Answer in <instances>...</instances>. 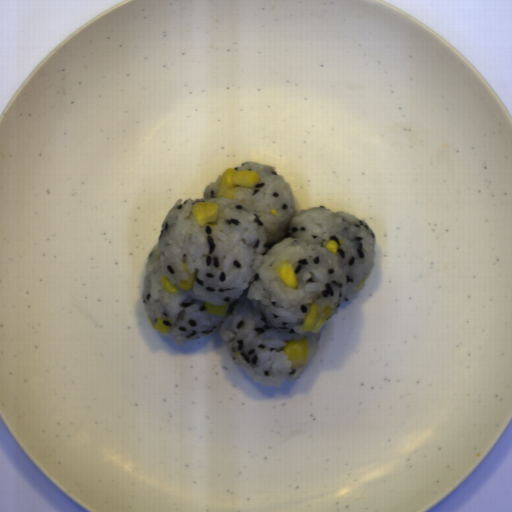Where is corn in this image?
I'll return each instance as SVG.
<instances>
[{
    "mask_svg": "<svg viewBox=\"0 0 512 512\" xmlns=\"http://www.w3.org/2000/svg\"><path fill=\"white\" fill-rule=\"evenodd\" d=\"M163 322H164V320H163L162 318H159V319H157V320L154 322V324H153L154 328H155V329H156L160 334H162V333H166V332H168V331L171 329V326H165V325L163 324Z\"/></svg>",
    "mask_w": 512,
    "mask_h": 512,
    "instance_id": "42891da5",
    "label": "corn"
},
{
    "mask_svg": "<svg viewBox=\"0 0 512 512\" xmlns=\"http://www.w3.org/2000/svg\"><path fill=\"white\" fill-rule=\"evenodd\" d=\"M326 316H319L317 304L311 303L308 313L303 321L302 332H312L319 334L322 327L331 315L332 309L325 308Z\"/></svg>",
    "mask_w": 512,
    "mask_h": 512,
    "instance_id": "5cfa1b94",
    "label": "corn"
},
{
    "mask_svg": "<svg viewBox=\"0 0 512 512\" xmlns=\"http://www.w3.org/2000/svg\"><path fill=\"white\" fill-rule=\"evenodd\" d=\"M279 277L281 281L291 289L297 288L298 278L296 276L293 266H291L290 264L286 263L281 265L279 269Z\"/></svg>",
    "mask_w": 512,
    "mask_h": 512,
    "instance_id": "2b8c4276",
    "label": "corn"
},
{
    "mask_svg": "<svg viewBox=\"0 0 512 512\" xmlns=\"http://www.w3.org/2000/svg\"><path fill=\"white\" fill-rule=\"evenodd\" d=\"M282 351H284V355H287V359L292 361L291 368L298 369L307 365L310 353L308 339L287 340Z\"/></svg>",
    "mask_w": 512,
    "mask_h": 512,
    "instance_id": "f1292c28",
    "label": "corn"
},
{
    "mask_svg": "<svg viewBox=\"0 0 512 512\" xmlns=\"http://www.w3.org/2000/svg\"><path fill=\"white\" fill-rule=\"evenodd\" d=\"M260 176L252 170L236 171L234 168L226 169L220 176L216 197L234 200L236 187L253 188L258 185Z\"/></svg>",
    "mask_w": 512,
    "mask_h": 512,
    "instance_id": "51d56268",
    "label": "corn"
},
{
    "mask_svg": "<svg viewBox=\"0 0 512 512\" xmlns=\"http://www.w3.org/2000/svg\"><path fill=\"white\" fill-rule=\"evenodd\" d=\"M219 207L216 203L200 202L192 206V215L199 226L216 221Z\"/></svg>",
    "mask_w": 512,
    "mask_h": 512,
    "instance_id": "cfcad685",
    "label": "corn"
},
{
    "mask_svg": "<svg viewBox=\"0 0 512 512\" xmlns=\"http://www.w3.org/2000/svg\"><path fill=\"white\" fill-rule=\"evenodd\" d=\"M229 305H215L210 302H205V310L208 314L224 315L227 312Z\"/></svg>",
    "mask_w": 512,
    "mask_h": 512,
    "instance_id": "30e3d8cc",
    "label": "corn"
},
{
    "mask_svg": "<svg viewBox=\"0 0 512 512\" xmlns=\"http://www.w3.org/2000/svg\"><path fill=\"white\" fill-rule=\"evenodd\" d=\"M182 268H183V271L184 273H186L187 275V280H180L179 283H176L178 285L179 288H181L182 290H190L192 289L193 287V284L197 278V275L196 273L194 274H190V271L187 267V264L185 263H182Z\"/></svg>",
    "mask_w": 512,
    "mask_h": 512,
    "instance_id": "79e197a2",
    "label": "corn"
},
{
    "mask_svg": "<svg viewBox=\"0 0 512 512\" xmlns=\"http://www.w3.org/2000/svg\"><path fill=\"white\" fill-rule=\"evenodd\" d=\"M326 250L329 251L331 254H336L337 251H338V243L337 241H335L334 239L333 240H329L325 246Z\"/></svg>",
    "mask_w": 512,
    "mask_h": 512,
    "instance_id": "a0e27810",
    "label": "corn"
},
{
    "mask_svg": "<svg viewBox=\"0 0 512 512\" xmlns=\"http://www.w3.org/2000/svg\"><path fill=\"white\" fill-rule=\"evenodd\" d=\"M160 284L162 288L168 293L172 294L175 292H179L180 290L170 282L167 276L163 275L160 279Z\"/></svg>",
    "mask_w": 512,
    "mask_h": 512,
    "instance_id": "6a14855c",
    "label": "corn"
}]
</instances>
